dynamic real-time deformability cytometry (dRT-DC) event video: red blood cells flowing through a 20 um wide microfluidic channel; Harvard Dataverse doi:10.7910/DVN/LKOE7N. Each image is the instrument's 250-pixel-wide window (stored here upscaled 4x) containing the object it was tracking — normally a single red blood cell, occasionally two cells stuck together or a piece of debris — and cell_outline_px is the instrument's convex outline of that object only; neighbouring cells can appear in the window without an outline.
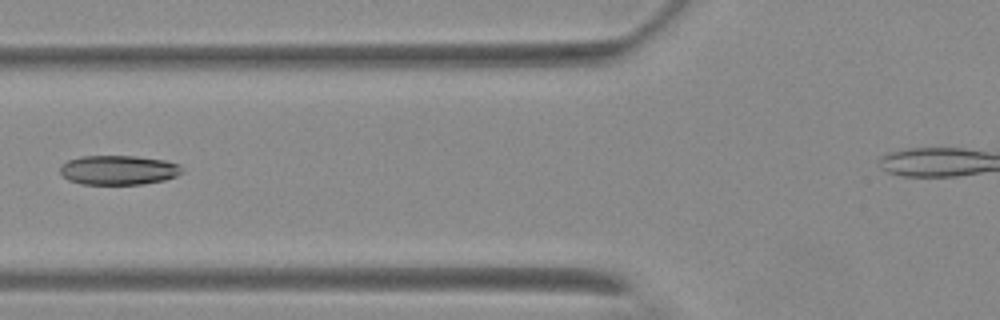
{"species": "Egyptian fruit bat (a non-hibernating species)", "species_latin": "Rousettus aegyptiacus", "temperature_condition": "warm", "stored_images_in_passage": 6, "camera_frame_rate_fps": 3000, "um_per_image_px": 0.085, "animal": {"sex": "female"}, "frame": {"image": 1, "passage_image": 6, "time_ms": 6.0, "image_size_px": [1000, 320], "cell_outline_px": [[184, 172], [176, 176], [164, 180], [144, 184], [80, 184], [68, 180], [60, 172], [60, 168], [68, 160], [80, 156], [136, 156], [164, 160], [180, 164], [184, 168]], "centroid_in_image_um": [10.11, 14.45], "position_along_channel_um": 115.7, "area_um2": 21.04}}